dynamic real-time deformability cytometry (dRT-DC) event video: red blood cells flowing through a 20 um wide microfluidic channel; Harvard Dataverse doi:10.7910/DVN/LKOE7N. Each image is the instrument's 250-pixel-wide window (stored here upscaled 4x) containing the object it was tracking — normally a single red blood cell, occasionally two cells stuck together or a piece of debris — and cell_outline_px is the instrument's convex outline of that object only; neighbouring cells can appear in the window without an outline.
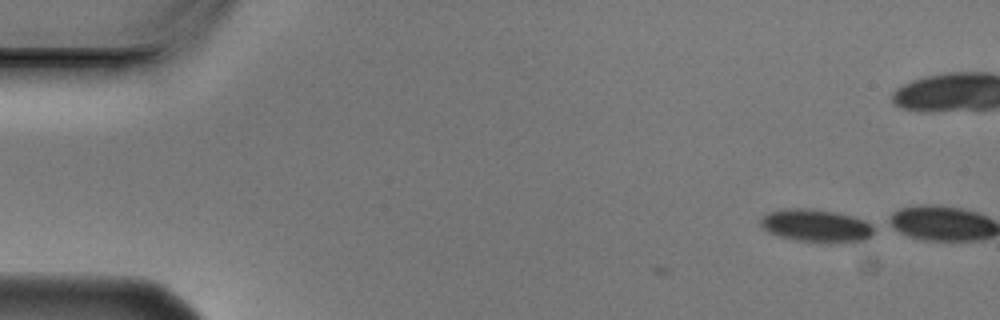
{"species": "Egyptian fruit bat (a non-hibernating species)", "species_latin": "Rousettus aegyptiacus", "temperature_condition": "cold", "stored_images_in_passage": 4, "camera_frame_rate_fps": 3000, "um_per_image_px": 0.085, "animal": {"sex": "male"}, "frame": {"image": 1, "passage_image": 1, "time_ms": 0.0, "image_size_px": [1000, 320], "cell_outline_px": [[872, 232], [864, 240], [792, 240], [768, 232], [760, 224], [760, 220], [768, 212], [780, 208], [808, 208], [836, 212], [852, 216], [864, 220], [872, 224]], "centroid_in_image_um": [69.28, 19.12], "position_along_channel_um": 15.7, "area_um2": 20.87}}